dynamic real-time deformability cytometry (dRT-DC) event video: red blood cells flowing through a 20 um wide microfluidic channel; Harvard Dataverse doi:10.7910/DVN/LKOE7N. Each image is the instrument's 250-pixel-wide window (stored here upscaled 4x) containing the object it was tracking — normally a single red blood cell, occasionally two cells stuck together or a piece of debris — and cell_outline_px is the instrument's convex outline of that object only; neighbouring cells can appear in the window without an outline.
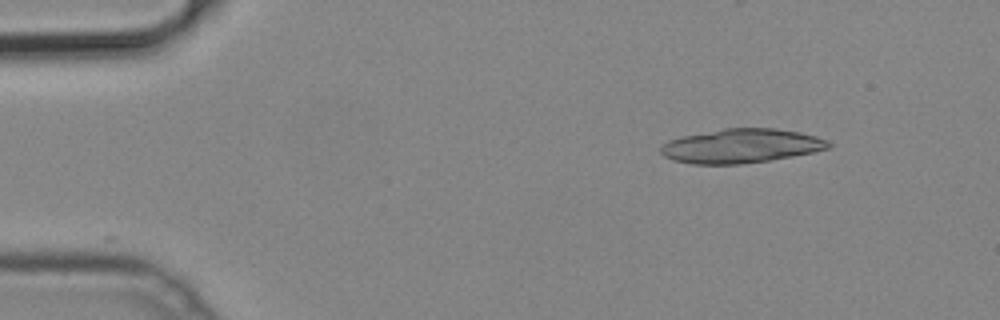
{"species": "common noctule bat (a hibernating species)", "species_latin": "Nyctalus noctula", "temperature_condition": "cold", "stored_images_in_passage": 16, "segment_of_instrument_passage": [1, 2], "camera_frame_rate_fps": 3000, "um_per_image_px": 0.085, "animal": {"sex": "male", "body_mass_g": 19.2, "forearm_length_mm": 51.8}, "frame": {"image": 1, "passage_image": 1, "time_ms": 0.0, "image_size_px": [1000, 320], "cell_outline_px": [[832, 148], [792, 156], [768, 160], [740, 164], [692, 164], [672, 160], [664, 156], [660, 152], [660, 148], [668, 140], [680, 136], [724, 128], [776, 128], [800, 132], [816, 136], [828, 140], [832, 144]], "centroid_in_image_um": [63.0, 12.4], "position_along_channel_um": 22.0, "area_um2": 33.52}}